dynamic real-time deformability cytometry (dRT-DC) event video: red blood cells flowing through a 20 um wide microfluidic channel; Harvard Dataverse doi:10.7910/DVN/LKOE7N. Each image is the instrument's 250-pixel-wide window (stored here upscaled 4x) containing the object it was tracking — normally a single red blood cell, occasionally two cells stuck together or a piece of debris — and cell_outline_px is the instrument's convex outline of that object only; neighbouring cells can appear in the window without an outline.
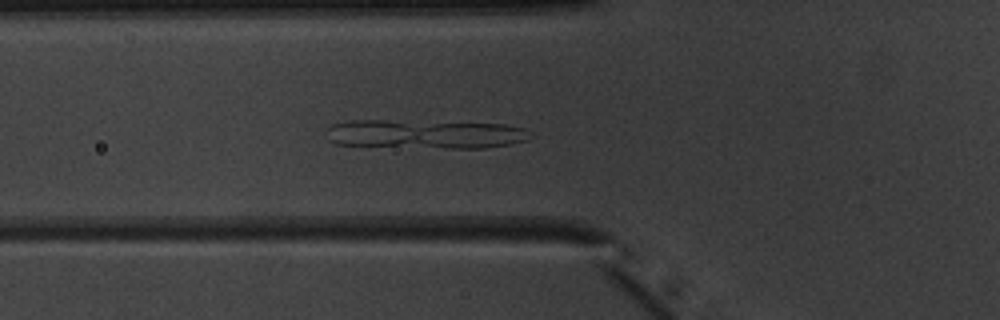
{"species": "common noctule bat (a hibernating species)", "species_latin": "Nyctalus noctula", "temperature_condition": "warm", "stored_images_in_passage": 52, "camera_frame_rate_fps": 3000, "um_per_image_px": 0.085, "animal": {"sex": "male", "body_mass_g": 20.1, "forearm_length_mm": 53.5}, "frame": {"image": 1, "passage_image": 20, "time_ms": 6.333, "image_size_px": [1000, 320], "cell_outline_px": [[536, 136], [528, 140], [508, 144], [484, 148], [452, 148], [336, 144], [328, 140], [324, 128], [332, 124], [352, 120], [384, 120], [504, 124], [524, 128]], "centroid_in_image_um": [36.14, 11.39], "position_along_channel_um": 89.7, "area_um2": 34.39}}